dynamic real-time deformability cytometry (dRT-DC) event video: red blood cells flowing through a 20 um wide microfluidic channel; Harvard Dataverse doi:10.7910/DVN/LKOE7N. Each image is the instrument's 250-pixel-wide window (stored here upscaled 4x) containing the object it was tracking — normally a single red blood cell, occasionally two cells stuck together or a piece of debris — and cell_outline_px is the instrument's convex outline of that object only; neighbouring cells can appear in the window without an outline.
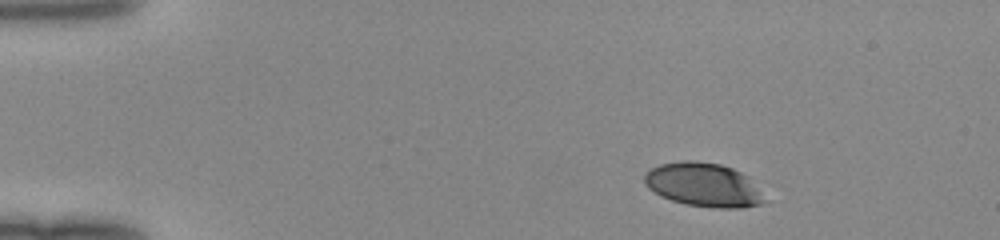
{"species": "human", "species_latin": "Homo sapiens", "temperature_condition": "room temperature", "stored_images_in_passage": 31, "segment_of_instrument_passage": [1, 2], "camera_frame_rate_fps": 3000, "um_per_image_px": 0.085, "donor": {"sex": "female"}, "frame": {"image": 1, "passage_image": 1, "time_ms": 0.0, "image_size_px": [1000, 240], "cell_outline_px": [[764, 204], [744, 208], [716, 208], [684, 204], [660, 196], [648, 188], [644, 184], [644, 176], [652, 168], [660, 164], [680, 160], [696, 160], [720, 164], [732, 168], [748, 176], [764, 200]], "centroid_in_image_um": [59.76, 15.71], "position_along_channel_um": 25.2, "area_um2": 30.63}}
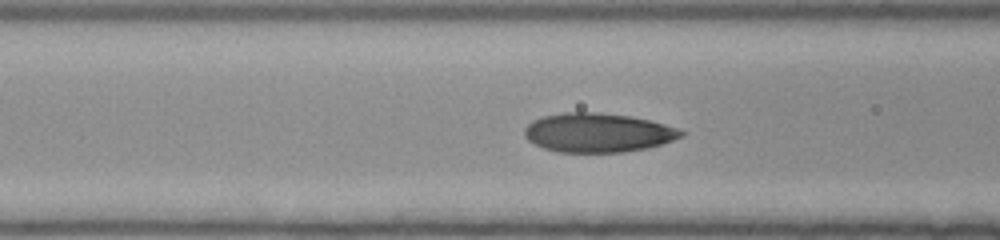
{"frame": {"image": 2, "passage_image": 14, "time_ms": 4.333, "image_size_px": [1000, 240], "cell_outline_px": [[684, 136], [648, 148], [624, 152], [560, 152], [544, 148], [528, 140], [524, 136], [524, 128], [532, 120], [544, 116], [564, 112], [596, 112], [632, 116], [664, 124], [676, 128], [684, 132]], "centroid_in_image_um": [50.8, 11.27], "position_along_channel_um": 115.8, "area_um2": 35.6}}
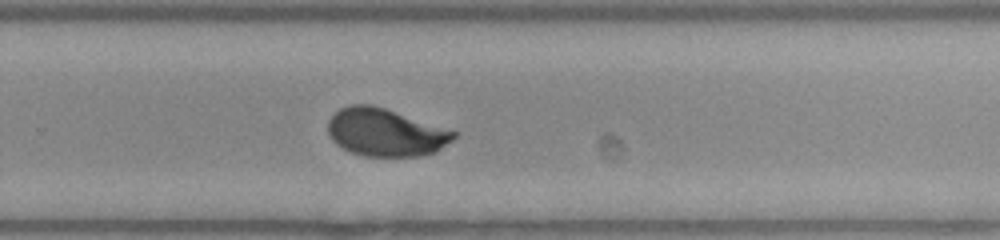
{"frame": {"image": 3, "passage_image": 27, "time_ms": 8.667, "image_size_px": [1000, 240], "cell_outline_px": [[460, 132], [452, 140], [436, 152], [420, 156], [364, 156], [352, 152], [336, 144], [332, 140], [328, 132], [328, 120], [340, 108], [348, 104], [372, 104]], "centroid_in_image_um": [32.78, 11.24], "position_along_channel_um": 297.0, "area_um2": 35.08}}